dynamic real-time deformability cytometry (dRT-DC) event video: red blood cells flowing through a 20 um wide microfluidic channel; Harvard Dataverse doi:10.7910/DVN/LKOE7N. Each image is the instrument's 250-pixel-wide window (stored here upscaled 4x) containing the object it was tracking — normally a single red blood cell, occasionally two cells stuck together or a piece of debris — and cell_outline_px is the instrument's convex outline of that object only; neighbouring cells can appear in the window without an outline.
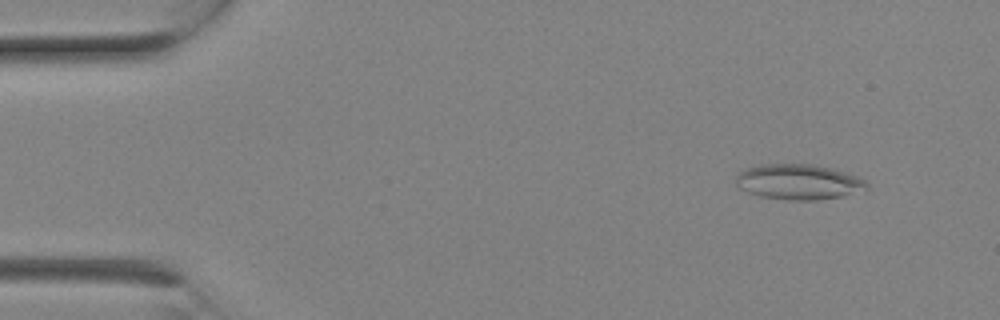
{"species": "Egyptian fruit bat (a non-hibernating species)", "species_latin": "Rousettus aegyptiacus", "temperature_condition": "room temperature", "stored_images_in_passage": 2, "camera_frame_rate_fps": 3000, "um_per_image_px": 0.085, "animal": {"sex": "female"}, "frame": {"image": 1, "passage_image": 1, "time_ms": 0.0, "image_size_px": [1000, 320], "cell_outline_px": [[868, 188], [864, 192], [844, 196], [816, 200], [792, 200], [760, 196], [748, 192], [740, 188], [736, 184], [736, 176], [744, 168], [760, 164], [812, 164], [832, 168], [856, 176], [864, 180], [868, 184]], "centroid_in_image_um": [67.9, 15.46], "position_along_channel_um": 17.1, "area_um2": 27.11}}